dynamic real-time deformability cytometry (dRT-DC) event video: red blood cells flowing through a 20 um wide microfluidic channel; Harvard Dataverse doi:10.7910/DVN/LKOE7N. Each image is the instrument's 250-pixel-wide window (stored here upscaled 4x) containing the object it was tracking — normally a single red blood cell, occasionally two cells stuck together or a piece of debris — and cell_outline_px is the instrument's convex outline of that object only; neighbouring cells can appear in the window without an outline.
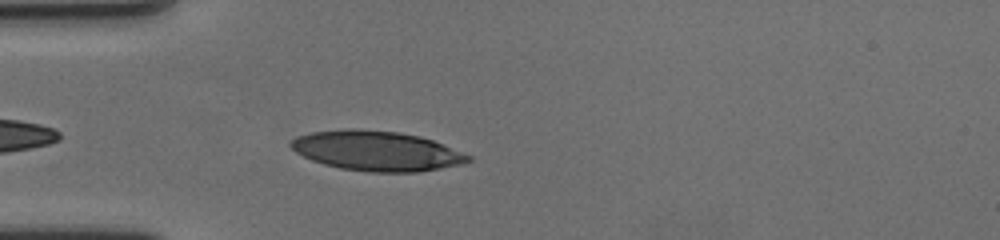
{"species": "human", "species_latin": "Homo sapiens", "temperature_condition": "cold", "stored_images_in_passage": 35, "camera_frame_rate_fps": 3000, "um_per_image_px": 0.085, "donor": {"sex": "female"}, "frame": {"image": 1, "passage_image": 3, "time_ms": 0.667, "image_size_px": [1000, 240], "cell_outline_px": [[472, 160], [464, 164], [420, 172], [368, 172], [340, 168], [324, 164], [312, 160], [296, 152], [288, 144], [296, 136], [312, 132], [352, 128], [356, 128], [396, 132], [420, 136], [432, 140], [472, 156]], "centroid_in_image_um": [32.03, 12.83], "position_along_channel_um": 53.0, "area_um2": 41.21}}
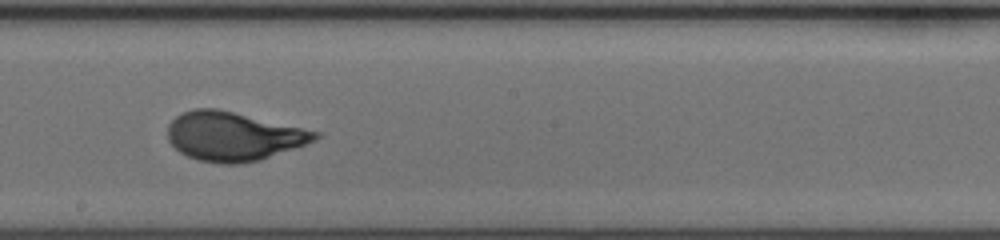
{"frame": {"image": 2, "passage_image": 19, "time_ms": 6.0, "image_size_px": [1000, 240], "cell_outline_px": [[320, 136], [316, 140], [260, 160], [240, 164], [220, 164], [196, 160], [180, 152], [168, 140], [168, 124], [176, 116], [192, 108], [216, 108], [320, 132]], "centroid_in_image_um": [19.8, 11.59], "position_along_channel_um": 228.4, "area_um2": 41.79}}
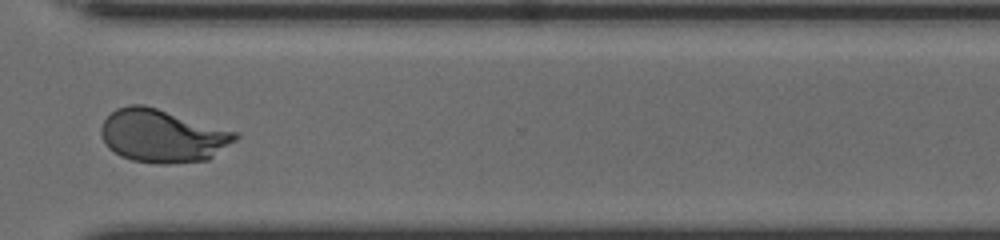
{"frame": {"image": 3, "passage_image": 30, "time_ms": 9.667, "image_size_px": [1000, 240], "cell_outline_px": [[240, 136], [236, 140], [208, 160], [168, 164], [160, 164], [132, 160], [120, 156], [108, 148], [100, 132], [100, 128], [104, 120], [116, 108], [128, 104], [144, 104], [236, 132]], "centroid_in_image_um": [13.79, 11.55], "position_along_channel_um": 356.8, "area_um2": 41.38}, "authors_computed_cell_mechanics": {"area_um2": 41.0958, "velocity_mm_per_s": 3.481, "shape_relaxation_time_tau1_ms": 3.7293, "shape_relaxation_time_tau2_ms": null, "deformation_change_tau1": 0.1812, "deformation_change_tau2": null}}